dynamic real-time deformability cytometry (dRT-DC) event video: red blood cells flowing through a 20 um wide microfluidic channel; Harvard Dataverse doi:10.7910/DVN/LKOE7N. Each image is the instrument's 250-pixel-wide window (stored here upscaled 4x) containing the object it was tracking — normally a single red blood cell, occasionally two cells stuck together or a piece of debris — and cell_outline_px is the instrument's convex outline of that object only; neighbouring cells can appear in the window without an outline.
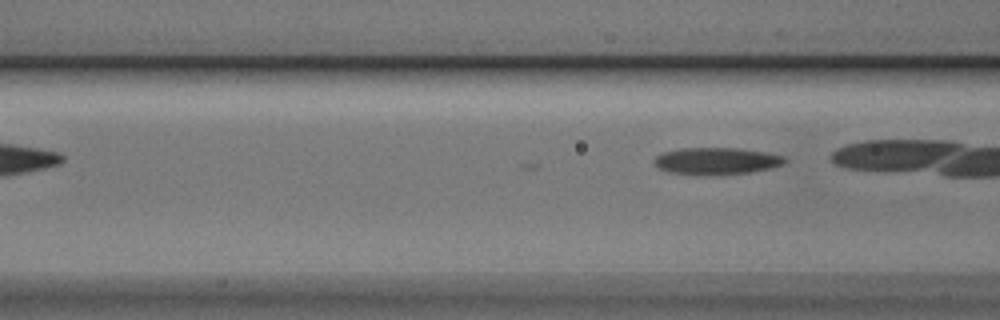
{"species": "Egyptian fruit bat (a non-hibernating species)", "species_latin": "Rousettus aegyptiacus", "temperature_condition": "cold", "stored_images_in_passage": 6, "segment_of_instrument_passage": [2, 2], "camera_frame_rate_fps": 3000, "um_per_image_px": 0.085, "animal": {"sex": "male"}, "frame": {"image": 1, "passage_image": 6, "time_ms": 1.667, "image_size_px": [1000, 320], "cell_outline_px": [[788, 160], [784, 164], [772, 168], [748, 172], [668, 172], [656, 168], [652, 164], [652, 160], [656, 156], [664, 152], [680, 148], [740, 148], [768, 152], [784, 156]], "centroid_in_image_um": [60.92, 13.63], "position_along_channel_um": 105.7, "area_um2": 19.83}}